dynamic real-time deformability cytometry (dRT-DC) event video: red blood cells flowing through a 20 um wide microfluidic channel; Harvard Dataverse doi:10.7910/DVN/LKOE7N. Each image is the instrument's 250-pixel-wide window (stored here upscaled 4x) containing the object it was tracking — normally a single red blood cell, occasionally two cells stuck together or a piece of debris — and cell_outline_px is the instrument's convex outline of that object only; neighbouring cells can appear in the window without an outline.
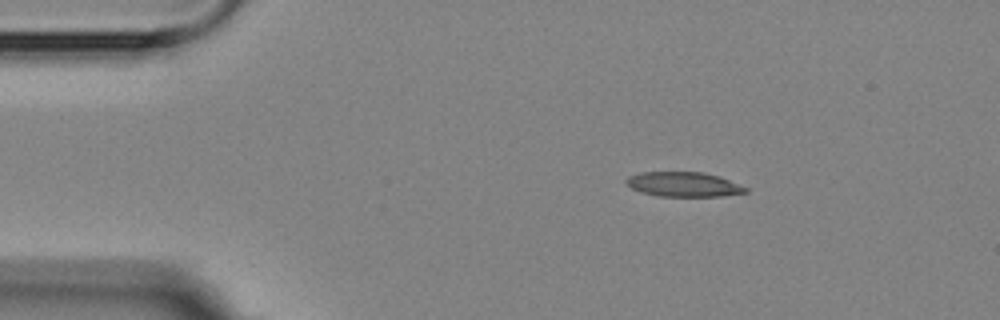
{"species": "Egyptian fruit bat (a non-hibernating species)", "species_latin": "Rousettus aegyptiacus", "temperature_condition": "room temperature", "stored_images_in_passage": 5, "camera_frame_rate_fps": 3000, "um_per_image_px": 0.085, "animal": {"sex": "female"}, "frame": {"image": 1, "passage_image": 2, "time_ms": 2.333, "image_size_px": [1000, 320], "cell_outline_px": [[748, 192], [720, 196], [660, 196], [644, 192], [632, 188], [624, 180], [628, 176], [640, 172], [704, 172], [720, 176], [748, 188]], "centroid_in_image_um": [58.13, 15.66], "position_along_channel_um": 26.9, "area_um2": 17.05}}